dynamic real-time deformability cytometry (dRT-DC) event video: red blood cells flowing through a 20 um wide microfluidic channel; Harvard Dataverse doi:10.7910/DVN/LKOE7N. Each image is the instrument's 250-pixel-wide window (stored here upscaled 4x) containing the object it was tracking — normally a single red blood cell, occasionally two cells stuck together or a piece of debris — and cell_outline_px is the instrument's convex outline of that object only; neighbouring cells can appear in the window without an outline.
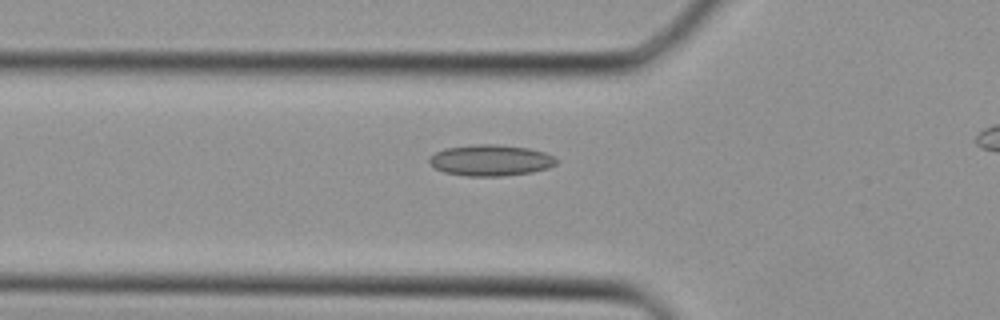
{"species": "Egyptian fruit bat (a non-hibernating species)", "species_latin": "Rousettus aegyptiacus", "temperature_condition": "cold", "stored_images_in_passage": 32, "camera_frame_rate_fps": 3000, "um_per_image_px": 0.085, "animal": {"sex": "female"}, "frame": {"image": 1, "passage_image": 12, "time_ms": 3.667, "image_size_px": [1000, 320], "cell_outline_px": [[556, 164], [548, 168], [532, 172], [500, 176], [468, 176], [444, 172], [436, 168], [428, 160], [436, 152], [444, 148], [476, 144], [496, 144], [528, 148], [544, 152], [552, 156], [556, 160]], "centroid_in_image_um": [41.7, 13.62], "position_along_channel_um": 84.1, "area_um2": 22.83}}
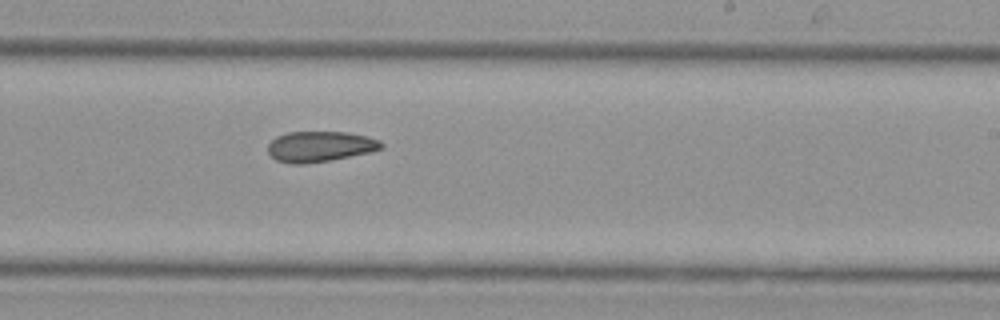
{"frame": {"image": 2, "passage_image": 22, "time_ms": 7.0, "image_size_px": [1000, 320], "cell_outline_px": [[384, 148], [368, 152], [332, 160], [304, 164], [292, 164], [276, 160], [268, 152], [268, 144], [276, 136], [288, 132], [348, 132], [368, 136], [380, 140], [384, 144]], "centroid_in_image_um": [27.21, 12.45], "position_along_channel_um": 261.8, "area_um2": 20.29}}
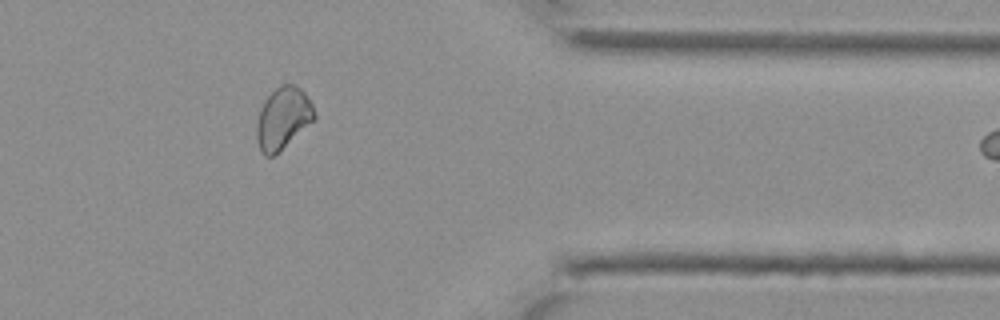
{"frame": {"image": 3, "passage_image": 30, "time_ms": 9.667, "image_size_px": [1000, 320], "cell_outline_px": [[316, 120], [272, 156], [264, 156], [260, 152], [256, 136], [256, 124], [260, 108], [264, 100], [280, 84], [296, 84], [304, 92], [312, 104], [316, 112]], "centroid_in_image_um": [24.06, 10.04], "position_along_channel_um": 387.3, "area_um2": 20.92}}